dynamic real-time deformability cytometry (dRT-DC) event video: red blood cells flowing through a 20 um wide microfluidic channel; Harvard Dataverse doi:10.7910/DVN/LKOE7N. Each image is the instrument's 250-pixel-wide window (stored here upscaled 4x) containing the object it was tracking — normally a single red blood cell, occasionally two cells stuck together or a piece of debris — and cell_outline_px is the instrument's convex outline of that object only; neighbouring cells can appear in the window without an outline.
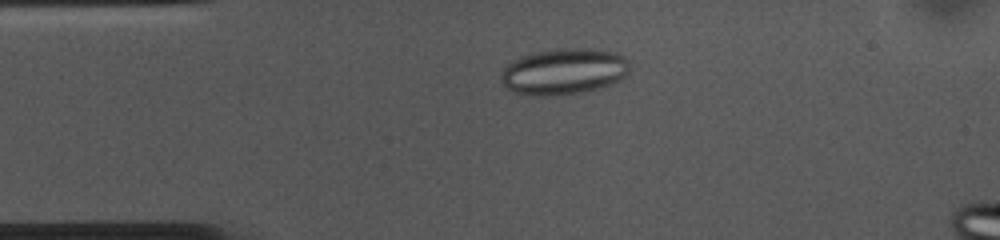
{"species": "common noctule bat (a hibernating species)", "species_latin": "Nyctalus noctula", "temperature_condition": "cold", "stored_images_in_passage": 55, "camera_frame_rate_fps": 3000, "um_per_image_px": 0.085, "animal": {"sex": "female", "body_mass_g": 10.0, "forearm_length_mm": 53.1}, "frame": {"image": 1, "passage_image": 11, "time_ms": 3.333, "image_size_px": [1000, 240], "cell_outline_px": [[628, 72], [620, 80], [612, 84], [600, 88], [580, 92], [548, 96], [536, 96], [516, 92], [508, 88], [500, 80], [500, 76], [504, 68], [512, 60], [520, 56], [532, 52], [560, 48], [592, 48], [616, 52], [624, 56], [628, 60]], "centroid_in_image_um": [47.93, 6.06], "position_along_channel_um": 37.1, "area_um2": 34.8}}
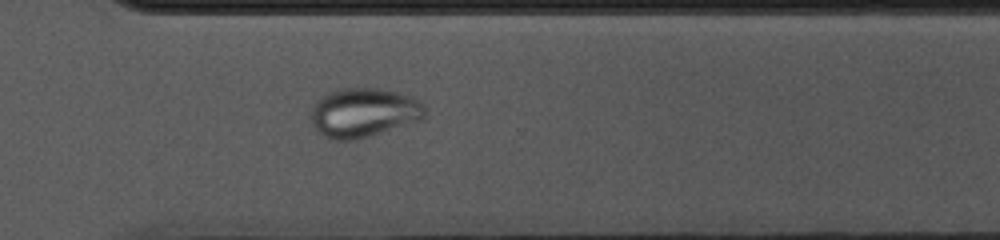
{"frame": {"image": 2, "passage_image": 38, "time_ms": 12.333, "image_size_px": [1000, 240], "cell_outline_px": [[428, 112], [420, 120], [368, 136], [352, 140], [332, 140], [324, 136], [316, 128], [312, 120], [312, 108], [316, 100], [328, 92], [344, 88], [380, 88], [400, 92], [412, 96], [420, 100]], "centroid_in_image_um": [30.94, 9.55], "position_along_channel_um": 339.7, "area_um2": 32.6}}
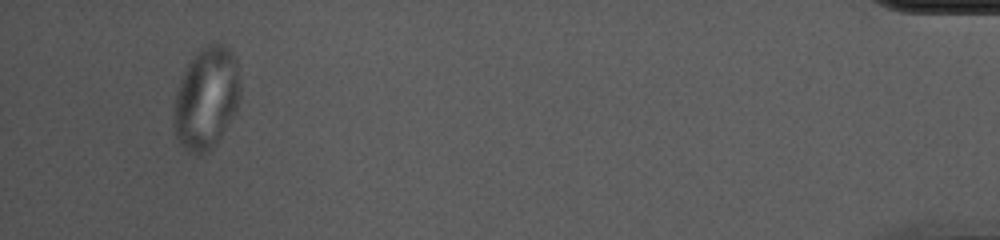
{"frame": {"image": 3, "passage_image": 51, "time_ms": 16.667, "image_size_px": [1000, 240], "cell_outline_px": [[240, 96], [236, 108], [212, 148], [208, 152], [200, 156], [188, 152], [180, 144], [176, 136], [176, 96], [180, 80], [188, 64], [196, 52], [208, 44], [220, 44], [228, 48], [236, 56], [240, 80]], "centroid_in_image_um": [17.57, 8.32], "position_along_channel_um": 417.6, "area_um2": 38.67}}